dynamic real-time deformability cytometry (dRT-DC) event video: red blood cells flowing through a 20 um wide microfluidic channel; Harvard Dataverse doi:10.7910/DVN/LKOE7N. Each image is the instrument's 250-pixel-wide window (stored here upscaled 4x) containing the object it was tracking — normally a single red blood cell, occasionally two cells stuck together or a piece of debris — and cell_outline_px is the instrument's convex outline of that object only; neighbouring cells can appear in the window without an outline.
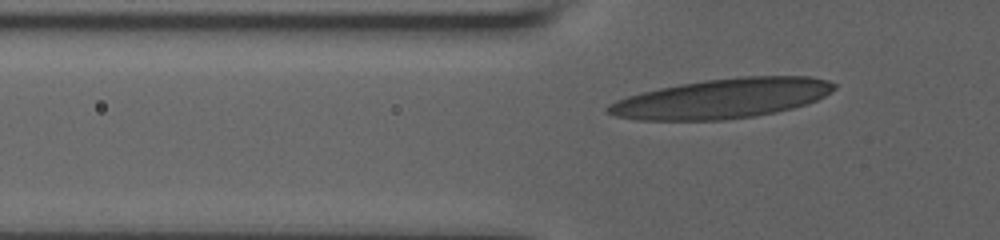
{"species": "human", "species_latin": "Homo sapiens", "temperature_condition": "room temperature", "stored_images_in_passage": 25, "camera_frame_rate_fps": 3000, "um_per_image_px": 0.085, "donor": {"sex": "male"}, "frame": {"image": 1, "passage_image": 16, "time_ms": 3.333, "image_size_px": [1000, 240], "cell_outline_px": [[836, 88], [824, 96], [816, 100], [792, 108], [776, 112], [756, 116], [720, 120], [636, 120], [616, 116], [604, 112], [604, 108], [608, 104], [616, 100], [640, 92], [680, 84], [704, 80], [740, 76], [812, 76], [828, 80], [836, 84]], "centroid_in_image_um": [61.36, 8.37], "position_along_channel_um": 64.4, "area_um2": 52.48}}
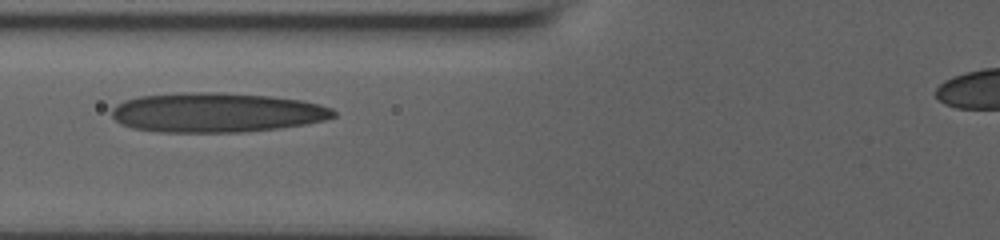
{"frame": {"image": 2, "passage_image": 24, "time_ms": 4.667, "image_size_px": [1000, 240], "cell_outline_px": [[336, 116], [324, 120], [304, 124], [280, 128], [240, 132], [160, 132], [132, 128], [120, 124], [112, 116], [112, 108], [116, 104], [124, 100], [140, 96], [180, 92], [220, 92], [272, 96], [304, 100], [320, 104], [332, 108], [336, 112]], "centroid_in_image_um": [18.41, 9.55], "position_along_channel_um": 107.4, "area_um2": 51.56}}